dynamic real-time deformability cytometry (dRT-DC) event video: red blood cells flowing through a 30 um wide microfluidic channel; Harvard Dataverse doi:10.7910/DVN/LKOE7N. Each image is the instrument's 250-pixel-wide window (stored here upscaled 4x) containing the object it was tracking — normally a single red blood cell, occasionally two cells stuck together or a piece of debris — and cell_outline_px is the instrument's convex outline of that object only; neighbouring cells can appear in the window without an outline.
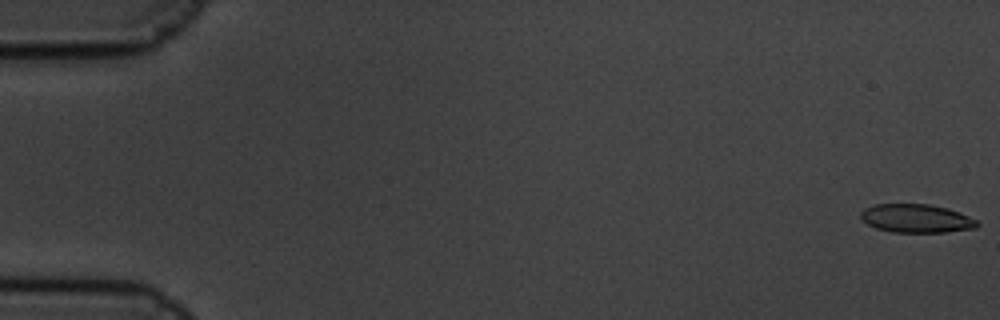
{"species": "common noctule bat (a hibernating species)", "species_latin": "Nyctalus noctula", "temperature_condition": "cold", "stored_images_in_passage": 60, "camera_frame_rate_fps": 3000, "um_per_image_px": 0.085, "animal": {"sex": "male", "body_mass_g": 19.5, "forearm_length_mm": 54.6}, "frame": {"image": 1, "passage_image": 1, "time_ms": 0.0, "image_size_px": [1000, 320], "cell_outline_px": [[980, 224], [976, 228], [944, 232], [892, 232], [876, 228], [860, 220], [860, 212], [864, 208], [876, 204], [928, 204], [948, 208], [960, 212], [976, 220]], "centroid_in_image_um": [77.87, 18.56], "position_along_channel_um": 7.1, "area_um2": 19.42}}
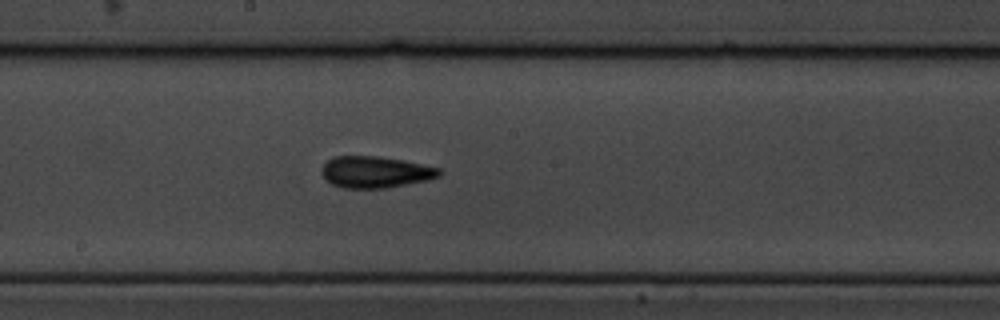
{"frame": {"image": 2, "passage_image": 33, "time_ms": 10.667, "image_size_px": [1000, 320], "cell_outline_px": [[444, 172], [440, 176], [428, 180], [384, 188], [344, 188], [332, 184], [320, 172], [324, 164], [332, 156], [380, 156], [404, 160], [440, 168]], "centroid_in_image_um": [31.93, 14.61], "position_along_channel_um": 216.3, "area_um2": 21.68}}
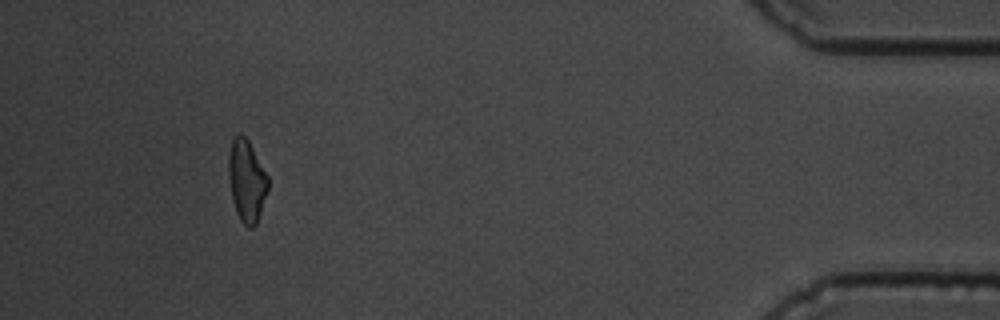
{"frame": {"image": 3, "passage_image": 56, "time_ms": 18.333, "image_size_px": [1000, 320], "cell_outline_px": [[268, 192], [256, 224], [252, 228], [248, 228], [240, 220], [236, 212], [232, 200], [228, 180], [228, 152], [232, 140], [236, 132], [240, 132], [248, 140], [268, 176]], "centroid_in_image_um": [20.95, 15.35], "position_along_channel_um": 414.3, "area_um2": 19.13}, "authors_computed_cell_mechanics": {"area_um2": 20.23, "velocity_mm_per_s": 3.3712, "shape_relaxation_time_tau1_ms": 4.0669, "shape_relaxation_time_tau2_ms": 5.3398, "deformation_change_tau1": 0.1325, "deformation_change_tau2": 0.1281}}